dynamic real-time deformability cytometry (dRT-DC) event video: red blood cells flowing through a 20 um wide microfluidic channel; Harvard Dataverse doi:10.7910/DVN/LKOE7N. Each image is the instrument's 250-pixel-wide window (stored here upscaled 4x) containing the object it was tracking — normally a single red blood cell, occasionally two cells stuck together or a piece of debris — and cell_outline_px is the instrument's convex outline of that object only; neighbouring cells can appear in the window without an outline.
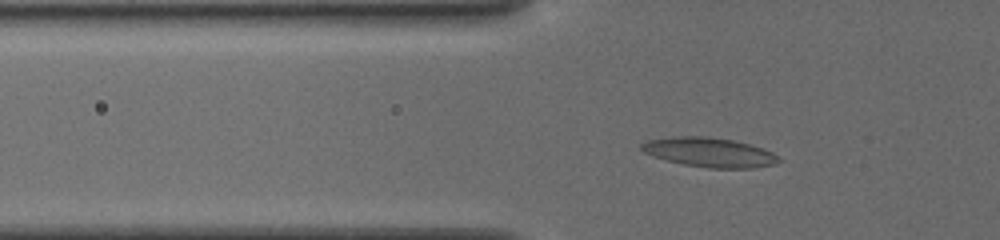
{"species": "common noctule bat (a hibernating species)", "species_latin": "Nyctalus noctula", "temperature_condition": "cold", "stored_images_in_passage": 38, "camera_frame_rate_fps": 3000, "um_per_image_px": 0.085, "animal": {"sex": "female", "body_mass_g": 19.5, "forearm_length_mm": 54.1}, "frame": {"image": 1, "passage_image": 3, "time_ms": 0.667, "image_size_px": [1000, 240], "cell_outline_px": [[780, 160], [776, 164], [752, 168], [708, 168], [684, 164], [668, 160], [644, 152], [640, 148], [640, 144], [648, 140], [676, 136], [704, 136], [732, 140], [764, 148], [772, 152]], "centroid_in_image_um": [60.31, 12.94], "position_along_channel_um": 65.5, "area_um2": 23.24}}
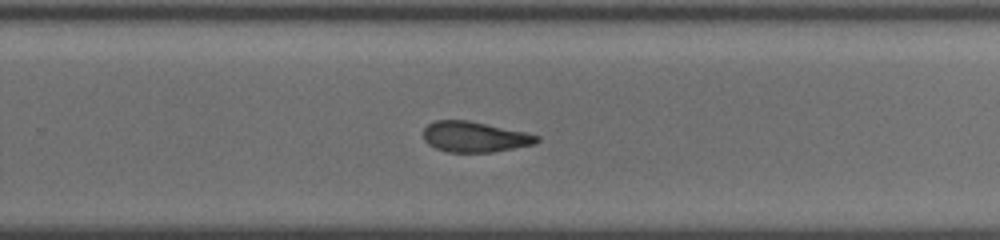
{"frame": {"image": 2, "passage_image": 21, "time_ms": 6.667, "image_size_px": [1000, 240], "cell_outline_px": [[540, 140], [536, 144], [492, 152], [448, 152], [436, 148], [428, 144], [424, 140], [424, 128], [428, 124], [436, 120], [468, 120], [524, 132], [540, 136]], "centroid_in_image_um": [40.35, 11.63], "position_along_channel_um": 289.5, "area_um2": 20.11}}
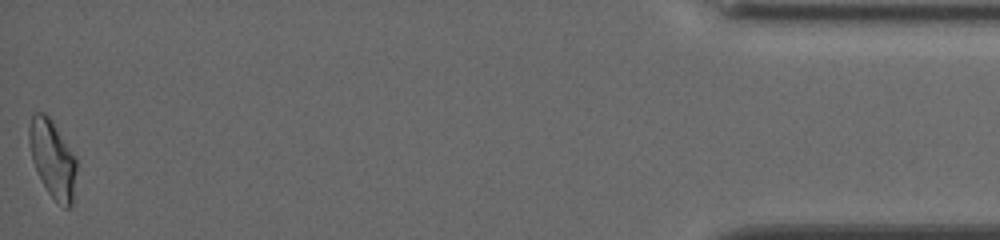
{"frame": {"image": 3, "passage_image": 38, "time_ms": 12.333, "image_size_px": [1000, 240], "cell_outline_px": [[76, 168], [72, 204], [68, 208], [64, 208], [48, 192], [32, 160], [28, 140], [28, 128], [32, 116], [36, 112], [44, 112], [48, 116], [76, 156]], "centroid_in_image_um": [4.46, 13.48], "position_along_channel_um": 430.7, "area_um2": 21.04}, "authors_computed_cell_mechanics": {"area_um2": 20.9814, "velocity_mm_per_s": 3.864, "shape_relaxation_time_tau1_ms": 7.6298, "shape_relaxation_time_tau2_ms": 5.0207, "deformation_change_tau1": 0.1725, "deformation_change_tau2": 0.1123}}